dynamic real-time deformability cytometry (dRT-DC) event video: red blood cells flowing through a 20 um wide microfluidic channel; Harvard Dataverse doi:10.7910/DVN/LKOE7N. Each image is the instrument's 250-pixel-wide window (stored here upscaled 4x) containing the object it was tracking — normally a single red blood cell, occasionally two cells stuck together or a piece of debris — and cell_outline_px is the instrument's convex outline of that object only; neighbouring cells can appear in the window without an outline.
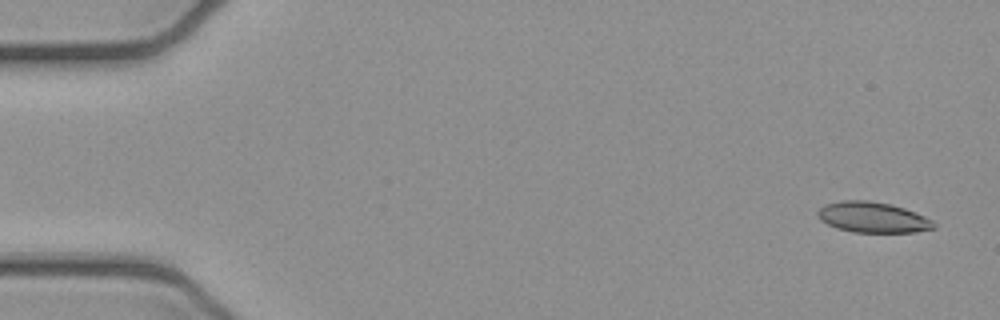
{"species": "common noctule bat (a hibernating species)", "species_latin": "Nyctalus noctula", "temperature_condition": "cold", "stored_images_in_passage": 6, "camera_frame_rate_fps": 3000, "um_per_image_px": 0.085, "animal": {"sex": "female", "body_mass_g": 21.9}, "frame": {"image": 1, "passage_image": 1, "time_ms": 0.0, "image_size_px": [1000, 320], "cell_outline_px": [[936, 228], [916, 232], [852, 232], [836, 228], [820, 220], [816, 212], [824, 204], [840, 200], [868, 200], [892, 204], [904, 208], [924, 216], [932, 220], [936, 224]], "centroid_in_image_um": [74.17, 18.47], "position_along_channel_um": 10.8, "area_um2": 20.87}}
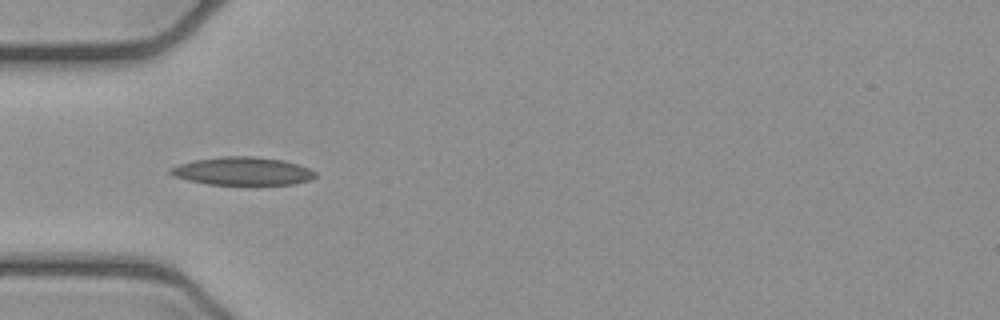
{"frame": {"image": 2, "passage_image": 5, "time_ms": 1.333, "image_size_px": [1000, 320], "cell_outline_px": [[316, 176], [308, 180], [292, 184], [208, 184], [188, 180], [172, 176], [168, 172], [172, 168], [180, 164], [196, 160], [224, 156], [252, 156], [284, 160], [308, 168], [316, 172]], "centroid_in_image_um": [20.61, 14.54], "position_along_channel_um": 64.4, "area_um2": 23.35}}
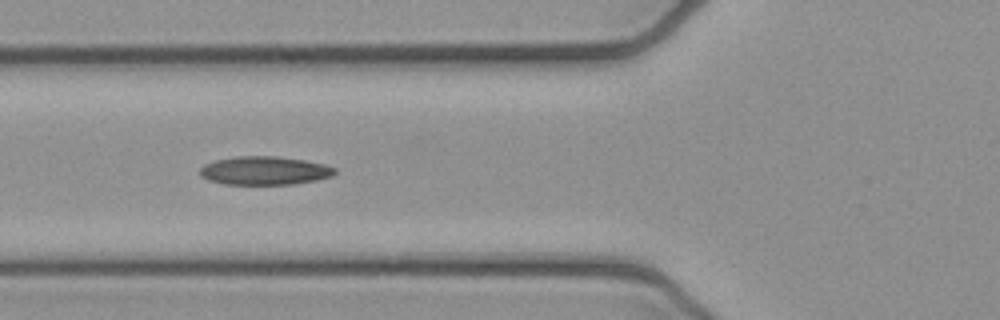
{"frame": {"image": 3, "passage_image": 6, "time_ms": 1.667, "image_size_px": [1000, 320], "cell_outline_px": [[336, 172], [332, 176], [316, 180], [292, 184], [224, 184], [208, 180], [200, 176], [200, 168], [204, 164], [212, 160], [236, 156], [276, 156], [304, 160], [324, 164], [336, 168]], "centroid_in_image_um": [22.45, 14.49], "position_along_channel_um": 103.3, "area_um2": 22.48}}